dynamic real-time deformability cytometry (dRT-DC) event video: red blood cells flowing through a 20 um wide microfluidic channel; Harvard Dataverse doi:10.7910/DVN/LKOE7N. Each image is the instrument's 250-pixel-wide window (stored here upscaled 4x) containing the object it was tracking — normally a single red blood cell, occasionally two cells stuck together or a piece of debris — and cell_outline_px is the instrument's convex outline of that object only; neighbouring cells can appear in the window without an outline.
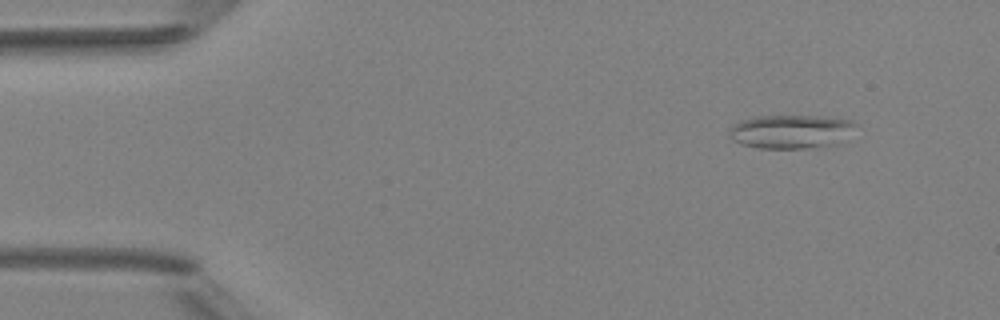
{"species": "Egyptian fruit bat (a non-hibernating species)", "species_latin": "Rousettus aegyptiacus", "temperature_condition": "room temperature", "stored_images_in_passage": 5, "camera_frame_rate_fps": 3000, "um_per_image_px": 0.085, "animal": {"sex": "female"}, "frame": {"image": 1, "passage_image": 2, "time_ms": 1.0, "image_size_px": [1000, 320], "cell_outline_px": [[860, 124], [828, 144], [804, 148], [760, 148], [744, 144], [732, 140], [728, 132], [728, 128], [732, 124], [740, 120], [752, 116], [816, 116], [852, 120]], "centroid_in_image_um": [67.07, 11.14], "position_along_channel_um": 17.9, "area_um2": 24.16}}
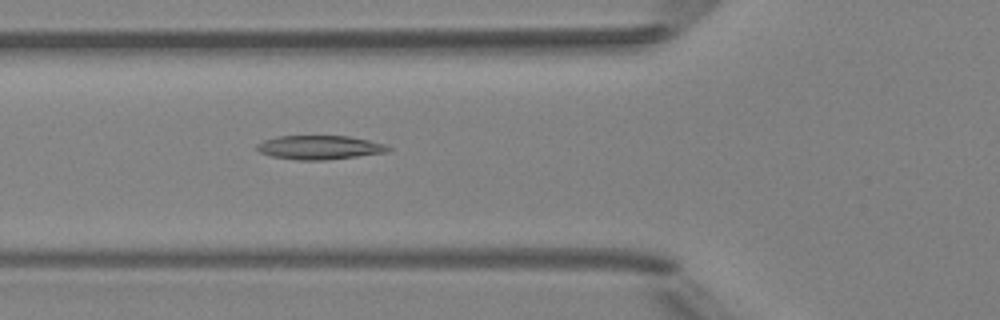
{"frame": {"image": 2, "passage_image": 5, "time_ms": 5.333, "image_size_px": [1000, 320], "cell_outline_px": [[392, 148], [388, 152], [328, 160], [296, 160], [272, 156], [260, 152], [256, 148], [256, 144], [264, 140], [276, 136], [348, 136], [368, 140], [384, 144]], "centroid_in_image_um": [27.15, 12.53], "position_along_channel_um": 98.6, "area_um2": 18.32}}